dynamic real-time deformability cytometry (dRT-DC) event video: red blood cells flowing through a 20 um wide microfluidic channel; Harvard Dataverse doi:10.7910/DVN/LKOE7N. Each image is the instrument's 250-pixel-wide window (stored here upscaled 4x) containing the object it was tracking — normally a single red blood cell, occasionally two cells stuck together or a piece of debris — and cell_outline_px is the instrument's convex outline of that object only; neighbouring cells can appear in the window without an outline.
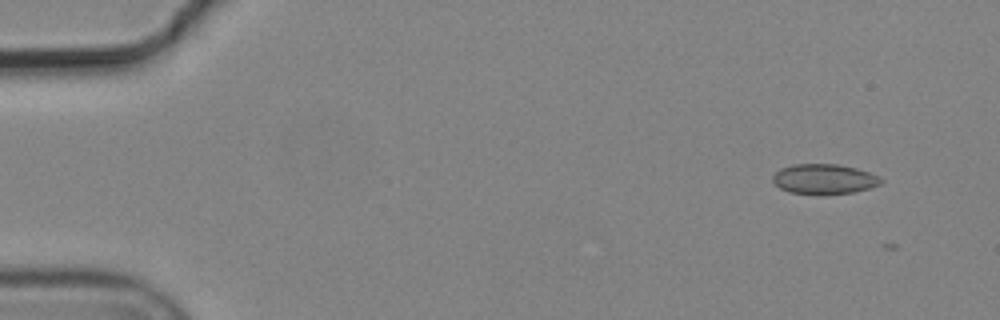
{"species": "common noctule bat (a hibernating species)", "species_latin": "Nyctalus noctula", "temperature_condition": "cold", "stored_images_in_passage": 4, "camera_frame_rate_fps": 3000, "um_per_image_px": 0.085, "animal": {"sex": "male", "body_mass_g": 19.2, "forearm_length_mm": 51.8}, "frame": {"image": 1, "passage_image": 1, "time_ms": 0.0, "image_size_px": [1000, 320], "cell_outline_px": [[884, 180], [880, 184], [868, 188], [852, 192], [820, 196], [816, 196], [788, 192], [780, 188], [772, 180], [772, 176], [780, 168], [792, 164], [840, 164], [856, 168], [880, 176]], "centroid_in_image_um": [70.03, 15.23], "position_along_channel_um": 15.0, "area_um2": 19.36}}